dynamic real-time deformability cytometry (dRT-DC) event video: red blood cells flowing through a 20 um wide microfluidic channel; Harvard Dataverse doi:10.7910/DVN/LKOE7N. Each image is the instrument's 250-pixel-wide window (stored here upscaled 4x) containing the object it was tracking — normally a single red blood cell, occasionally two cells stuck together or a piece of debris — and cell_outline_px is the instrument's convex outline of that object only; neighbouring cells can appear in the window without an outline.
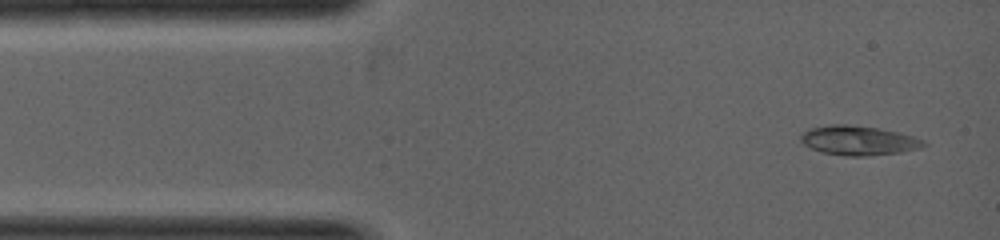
{"species": "common noctule bat (a hibernating species)", "species_latin": "Nyctalus noctula", "temperature_condition": "warm", "stored_images_in_passage": 2, "camera_frame_rate_fps": 5000, "um_per_image_px": 0.085, "animal": {"sex": "female", "body_mass_g": 19.0, "forearm_length_mm": 53.3}, "frame": {"image": 1, "passage_image": 1, "time_ms": 0.0, "image_size_px": [1000, 240], "cell_outline_px": [[928, 144], [920, 148], [900, 152], [868, 156], [844, 156], [824, 152], [812, 148], [804, 144], [800, 140], [800, 136], [804, 132], [812, 128], [832, 124], [848, 124], [876, 128], [896, 132], [912, 136], [924, 140]], "centroid_in_image_um": [72.99, 11.94], "position_along_channel_um": 12.0, "area_um2": 20.81}}